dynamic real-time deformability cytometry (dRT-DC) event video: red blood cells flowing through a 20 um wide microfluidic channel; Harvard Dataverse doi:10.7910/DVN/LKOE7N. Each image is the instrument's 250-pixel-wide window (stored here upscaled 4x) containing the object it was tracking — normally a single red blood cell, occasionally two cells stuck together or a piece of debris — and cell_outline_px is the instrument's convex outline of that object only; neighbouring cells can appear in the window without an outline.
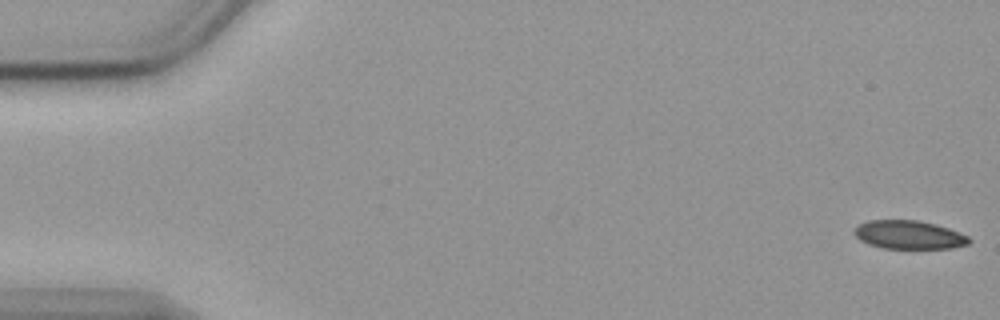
{"species": "common noctule bat (a hibernating species)", "species_latin": "Nyctalus noctula", "temperature_condition": "cold", "stored_images_in_passage": 56, "camera_frame_rate_fps": 3000, "um_per_image_px": 0.085, "animal": {"sex": "female", "body_mass_g": 19.9}, "frame": {"image": 1, "passage_image": 1, "time_ms": 0.0, "image_size_px": [1000, 320], "cell_outline_px": [[972, 240], [968, 244], [952, 248], [884, 248], [868, 244], [860, 240], [852, 232], [860, 224], [868, 220], [916, 220], [936, 224], [948, 228], [968, 236]], "centroid_in_image_um": [77.26, 19.95], "position_along_channel_um": 7.7, "area_um2": 18.96}}
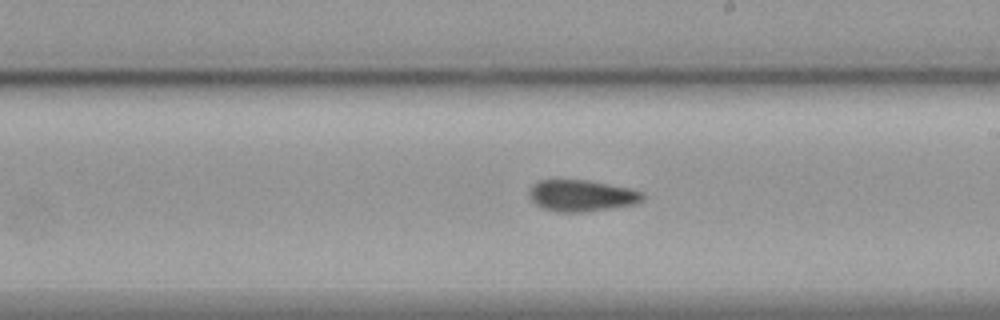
{"frame": {"image": 2, "passage_image": 32, "time_ms": 10.333, "image_size_px": [1000, 320], "cell_outline_px": [[644, 196], [636, 204], [584, 212], [560, 212], [540, 208], [532, 200], [532, 184], [540, 180], [588, 180], [628, 188], [644, 192]], "centroid_in_image_um": [49.45, 16.63], "position_along_channel_um": 239.5, "area_um2": 20.52}}
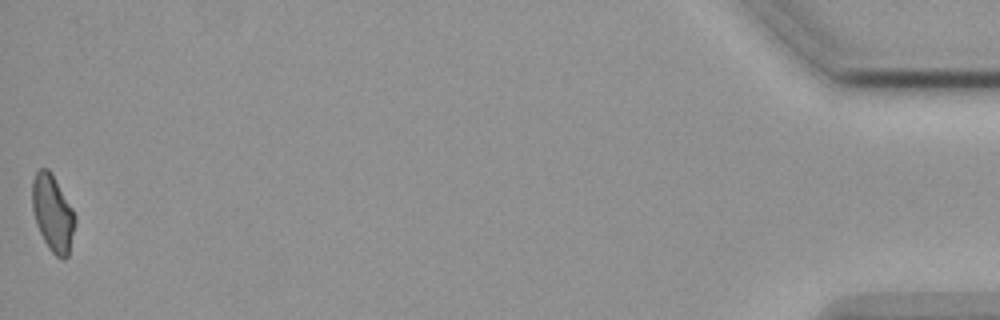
{"frame": {"image": 3, "passage_image": 56, "time_ms": 18.333, "image_size_px": [1000, 320], "cell_outline_px": [[76, 224], [68, 256], [64, 260], [60, 260], [48, 248], [36, 224], [32, 208], [32, 180], [36, 172], [40, 168], [48, 168], [52, 172], [72, 208], [76, 216]], "centroid_in_image_um": [4.49, 18.13], "position_along_channel_um": 430.7, "area_um2": 19.36}, "authors_computed_cell_mechanics": {"area_um2": 20.4323, "velocity_mm_per_s": 3.579, "shape_relaxation_time_tau1_ms": null, "shape_relaxation_time_tau2_ms": 6.5227, "deformation_change_tau1": null, "deformation_change_tau2": 0.1344}}